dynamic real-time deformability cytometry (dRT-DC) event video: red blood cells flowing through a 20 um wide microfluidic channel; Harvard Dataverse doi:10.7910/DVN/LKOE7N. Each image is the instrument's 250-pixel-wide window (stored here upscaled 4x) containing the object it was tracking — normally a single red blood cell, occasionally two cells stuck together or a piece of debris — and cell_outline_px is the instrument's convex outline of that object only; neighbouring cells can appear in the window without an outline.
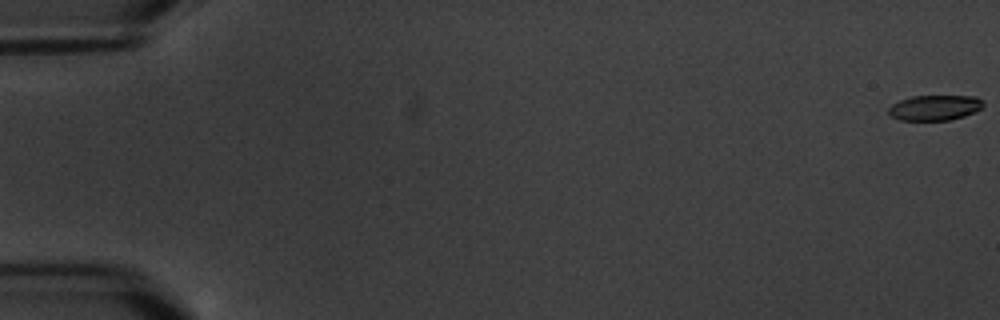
{"species": "common noctule bat (a hibernating species)", "species_latin": "Nyctalus noctula", "temperature_condition": "warm", "stored_images_in_passage": 15, "camera_frame_rate_fps": 3000, "um_per_image_px": 0.085, "animal": {"sex": "male", "body_mass_g": 20.1, "forearm_length_mm": 53.5}, "frame": {"image": 1, "passage_image": 1, "time_ms": 0.0, "image_size_px": [1000, 320], "cell_outline_px": [[984, 104], [980, 108], [964, 116], [948, 120], [900, 120], [892, 116], [888, 112], [888, 108], [892, 104], [900, 100], [912, 96], [976, 96]], "centroid_in_image_um": [79.42, 9.15], "position_along_channel_um": 5.6, "area_um2": 13.76}}
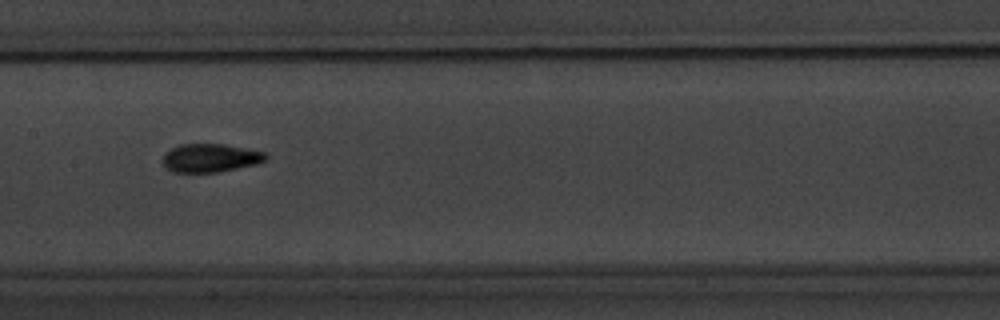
{"frame": {"image": 2, "passage_image": 10, "time_ms": 10.333, "image_size_px": [1000, 320], "cell_outline_px": [[268, 156], [264, 160], [256, 164], [216, 172], [172, 172], [164, 168], [160, 160], [164, 152], [180, 144], [224, 144], [264, 152]], "centroid_in_image_um": [17.78, 13.42], "position_along_channel_um": 189.6, "area_um2": 17.11}}
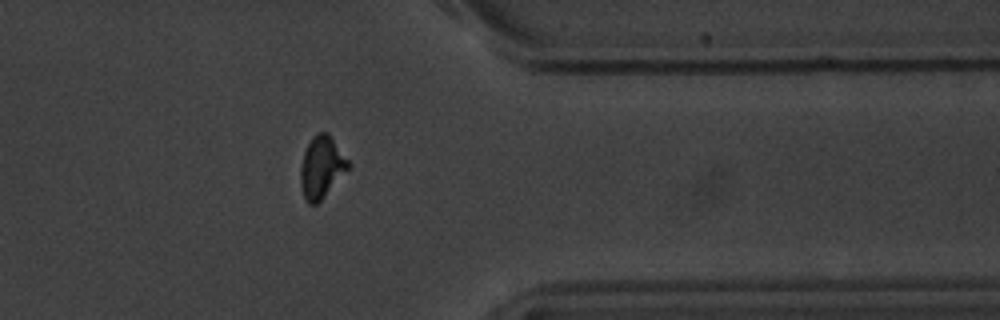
{"frame": {"image": 3, "passage_image": 15, "time_ms": 16.333, "image_size_px": [1000, 320], "cell_outline_px": [[352, 164], [320, 200], [316, 204], [308, 204], [304, 196], [300, 184], [300, 168], [304, 152], [312, 136], [316, 132], [328, 132]], "centroid_in_image_um": [27.33, 14.17], "position_along_channel_um": 384.1, "area_um2": 17.05}, "authors_computed_cell_mechanics": {"area_um2": 16.2418, "velocity_mm_per_s": 3.4083, "shape_relaxation_time_tau1_ms": 6.9326, "shape_relaxation_time_tau2_ms": 4.2292, "deformation_change_tau1": 0.2204, "deformation_change_tau2": 0.0951}}